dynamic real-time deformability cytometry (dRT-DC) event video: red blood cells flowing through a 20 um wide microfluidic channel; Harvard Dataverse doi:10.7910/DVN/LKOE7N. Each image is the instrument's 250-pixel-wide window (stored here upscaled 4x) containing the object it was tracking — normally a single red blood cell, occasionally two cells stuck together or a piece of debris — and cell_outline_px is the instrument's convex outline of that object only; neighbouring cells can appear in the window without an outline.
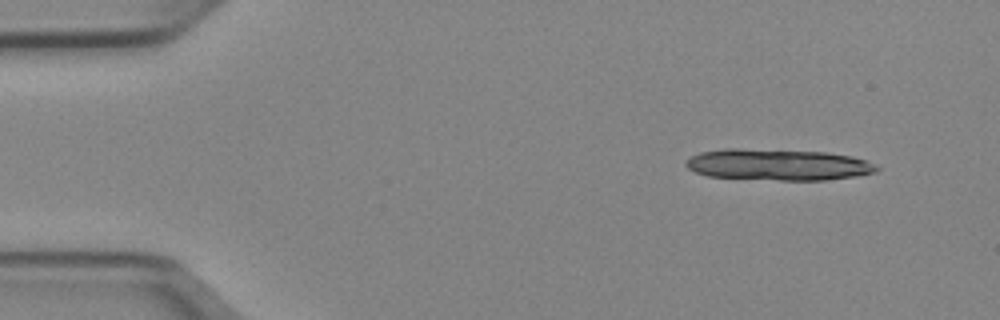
{"species": "Egyptian fruit bat (a non-hibernating species)", "species_latin": "Rousettus aegyptiacus", "temperature_condition": "cold", "stored_images_in_passage": 10, "camera_frame_rate_fps": 3000, "um_per_image_px": 0.085, "animal": {"sex": "female"}, "frame": {"image": 1, "passage_image": 1, "time_ms": 0.0, "image_size_px": [1000, 320], "cell_outline_px": [[880, 168], [876, 172], [856, 176], [824, 180], [780, 180], [708, 176], [696, 172], [688, 168], [684, 164], [692, 156], [700, 152], [724, 148], [736, 148], [828, 152], [852, 156], [876, 164]], "centroid_in_image_um": [66.15, 13.99], "position_along_channel_um": 18.8, "area_um2": 34.8}}